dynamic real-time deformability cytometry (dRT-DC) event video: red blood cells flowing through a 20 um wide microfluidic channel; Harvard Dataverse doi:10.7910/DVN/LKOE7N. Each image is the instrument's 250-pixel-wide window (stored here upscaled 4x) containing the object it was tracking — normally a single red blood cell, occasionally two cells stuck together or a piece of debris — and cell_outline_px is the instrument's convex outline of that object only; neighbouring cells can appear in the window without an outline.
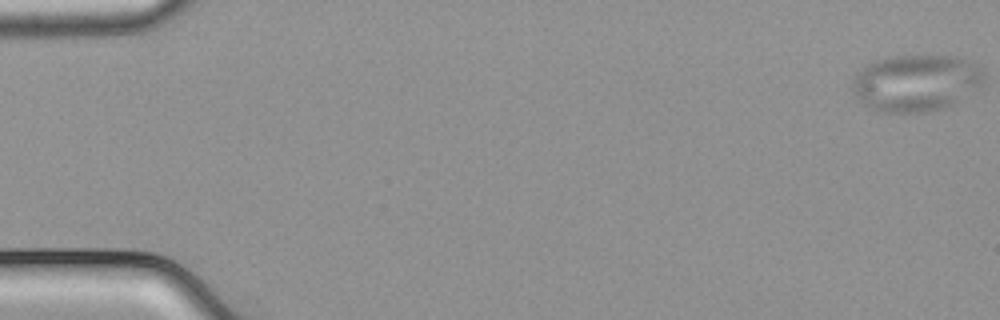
{"species": "common noctule bat (a hibernating species)", "species_latin": "Nyctalus noctula", "temperature_condition": "cold", "stored_images_in_passage": 54, "camera_frame_rate_fps": 3000, "um_per_image_px": 0.085, "animal": {"sex": "male", "body_mass_g": 21.5, "forearm_length_mm": 52.0}, "frame": {"image": 1, "passage_image": 1, "time_ms": 0.0, "image_size_px": [1000, 320], "cell_outline_px": [[984, 80], [980, 84], [956, 104], [924, 112], [880, 112], [864, 104], [852, 96], [852, 84], [856, 72], [868, 64], [876, 60], [888, 56], [956, 56], [980, 68], [984, 72]], "centroid_in_image_um": [77.8, 7.05], "position_along_channel_um": 7.2, "area_um2": 43.35}}
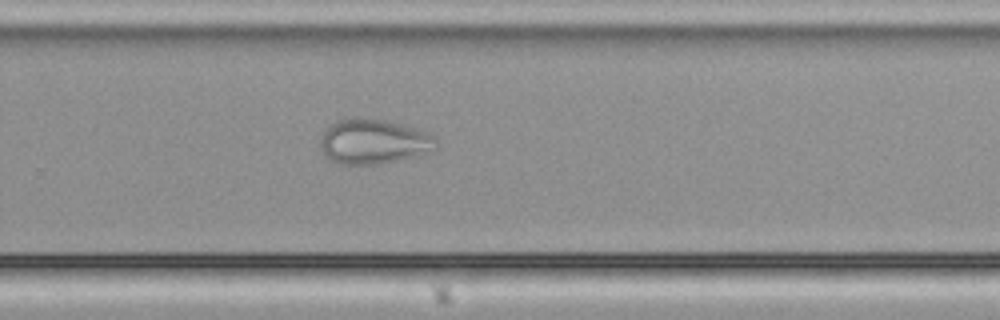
{"frame": {"image": 2, "passage_image": 36, "time_ms": 11.667, "image_size_px": [1000, 320], "cell_outline_px": [[436, 148], [416, 156], [376, 164], [340, 164], [332, 160], [320, 148], [320, 136], [336, 120], [356, 116], [368, 116], [416, 128], [428, 132], [436, 140]], "centroid_in_image_um": [31.73, 12.0], "position_along_channel_um": 298.1, "area_um2": 30.23}}
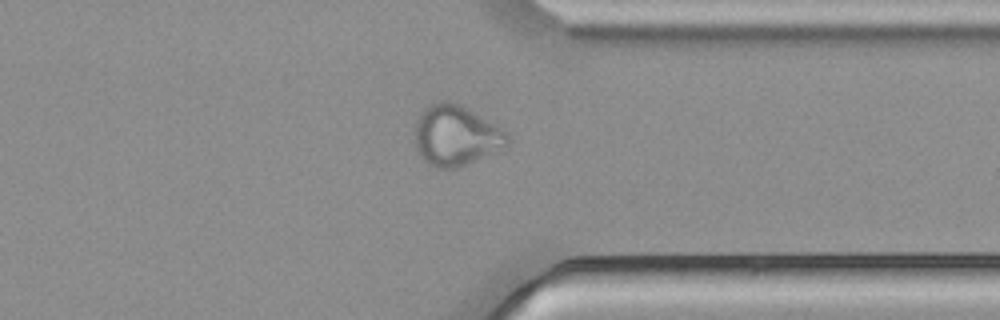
{"frame": {"image": 3, "passage_image": 42, "time_ms": 13.667, "image_size_px": [1000, 320], "cell_outline_px": [[512, 140], [508, 144], [456, 168], [436, 168], [428, 164], [420, 156], [416, 148], [416, 124], [420, 116], [436, 100], [452, 100], [464, 104], [508, 132]], "centroid_in_image_um": [38.77, 11.48], "position_along_channel_um": 372.6, "area_um2": 32.43}}